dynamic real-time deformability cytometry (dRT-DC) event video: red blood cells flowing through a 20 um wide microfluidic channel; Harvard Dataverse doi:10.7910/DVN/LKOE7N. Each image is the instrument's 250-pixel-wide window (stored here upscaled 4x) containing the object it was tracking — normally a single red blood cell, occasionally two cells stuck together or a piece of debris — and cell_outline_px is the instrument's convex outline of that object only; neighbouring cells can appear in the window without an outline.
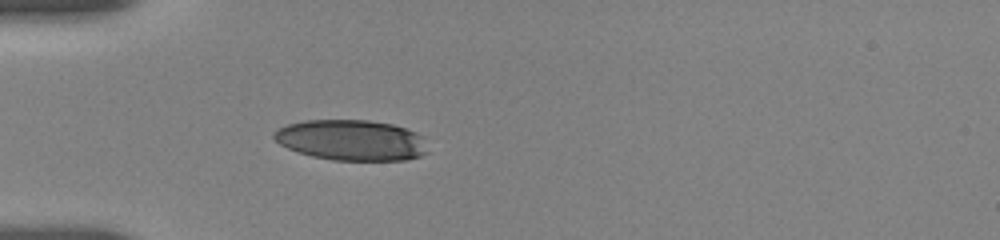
{"species": "human", "species_latin": "Homo sapiens", "temperature_condition": "room temperature", "stored_images_in_passage": 10, "camera_frame_rate_fps": 3000, "um_per_image_px": 0.085, "donor": {"sex": "female"}, "frame": {"image": 1, "passage_image": 6, "time_ms": 4.667, "image_size_px": [1000, 240], "cell_outline_px": [[428, 152], [420, 156], [408, 160], [332, 160], [312, 156], [296, 152], [280, 144], [272, 136], [272, 132], [276, 128], [288, 124], [304, 120], [368, 120], [392, 124], [416, 132], [420, 136]], "centroid_in_image_um": [29.82, 11.91], "position_along_channel_um": 55.2, "area_um2": 36.47}}
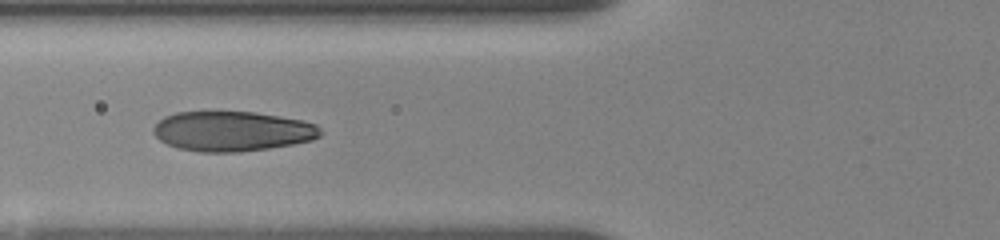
{"frame": {"image": 2, "passage_image": 8, "time_ms": 6.333, "image_size_px": [1000, 240], "cell_outline_px": [[324, 132], [320, 136], [312, 140], [292, 144], [268, 148], [240, 152], [200, 152], [176, 148], [160, 140], [152, 132], [152, 128], [164, 116], [176, 112], [256, 112], [304, 120], [316, 124]], "centroid_in_image_um": [19.75, 11.15], "position_along_channel_um": 106.0, "area_um2": 39.07}}
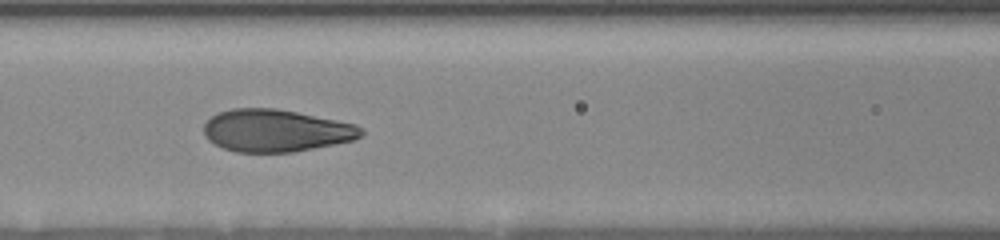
{"frame": {"image": 3, "passage_image": 9, "time_ms": 7.333, "image_size_px": [1000, 240], "cell_outline_px": [[364, 132], [360, 136], [352, 140], [292, 152], [236, 152], [224, 148], [208, 140], [204, 136], [204, 124], [212, 116], [220, 112], [232, 108], [276, 108], [356, 124]], "centroid_in_image_um": [23.41, 11.09], "position_along_channel_um": 143.2, "area_um2": 38.44}}